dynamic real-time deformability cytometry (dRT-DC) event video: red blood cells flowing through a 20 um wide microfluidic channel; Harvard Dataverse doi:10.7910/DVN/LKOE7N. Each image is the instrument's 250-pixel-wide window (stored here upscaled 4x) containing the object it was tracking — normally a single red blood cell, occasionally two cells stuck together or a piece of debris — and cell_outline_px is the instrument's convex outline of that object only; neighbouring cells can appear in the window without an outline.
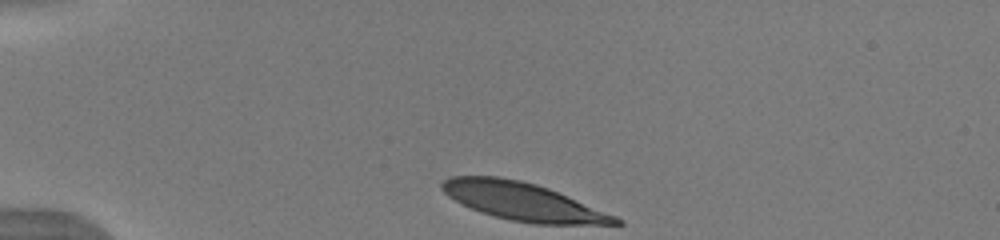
{"species": "human", "species_latin": "Homo sapiens", "temperature_condition": "warm", "stored_images_in_passage": 37, "camera_frame_rate_fps": 3000, "um_per_image_px": 0.085, "donor": {"sex": "male"}, "frame": {"image": 1, "passage_image": 1, "time_ms": 0.0, "image_size_px": [1000, 240], "cell_outline_px": [[624, 224], [536, 224], [512, 220], [480, 212], [448, 196], [440, 188], [440, 184], [448, 176], [496, 176], [520, 180], [536, 184], [548, 188], [616, 216], [624, 220]], "centroid_in_image_um": [44.44, 17.12], "position_along_channel_um": 40.6, "area_um2": 37.8}}
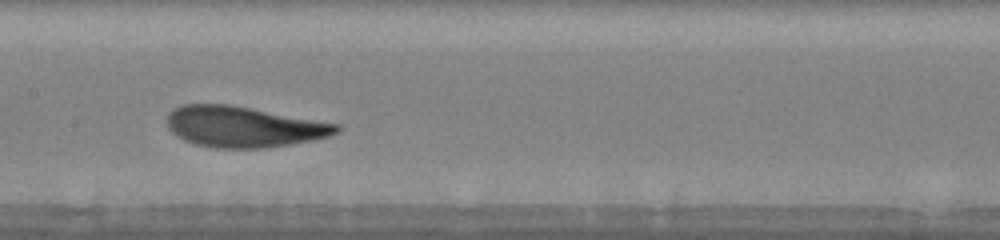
{"frame": {"image": 2, "passage_image": 16, "time_ms": 5.0, "image_size_px": [1000, 240], "cell_outline_px": [[344, 128], [340, 132], [328, 136], [312, 140], [292, 144], [264, 148], [216, 148], [196, 144], [184, 140], [176, 136], [168, 128], [168, 112], [172, 108], [184, 104], [228, 104], [340, 124]], "centroid_in_image_um": [20.71, 10.77], "position_along_channel_um": 186.7, "area_um2": 40.4}}
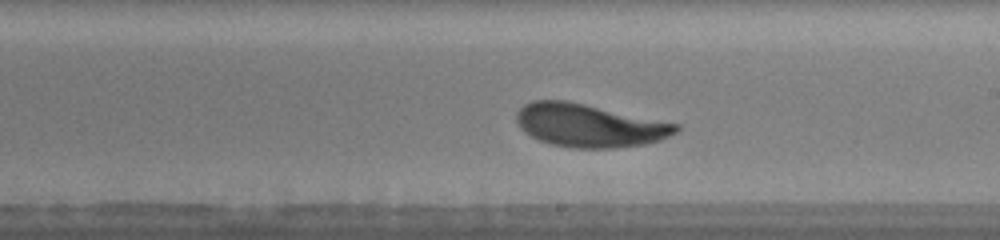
{"frame": {"image": 3, "passage_image": 20, "time_ms": 6.333, "image_size_px": [1000, 240], "cell_outline_px": [[680, 128], [676, 132], [660, 140], [644, 144], [616, 148], [572, 148], [552, 144], [540, 140], [524, 132], [520, 128], [516, 120], [516, 112], [524, 104], [532, 100], [568, 100], [680, 124]], "centroid_in_image_um": [50.08, 10.65], "position_along_channel_um": 238.9, "area_um2": 40.17}, "authors_computed_cell_mechanics": {"area_um2": 40.171, "velocity_mm_per_s": 3.9283, "shape_relaxation_time_tau1_ms": 1.825, "shape_relaxation_time_tau2_ms": 2.6419, "deformation_change_tau1": 0.141, "deformation_change_tau2": 0.113}}